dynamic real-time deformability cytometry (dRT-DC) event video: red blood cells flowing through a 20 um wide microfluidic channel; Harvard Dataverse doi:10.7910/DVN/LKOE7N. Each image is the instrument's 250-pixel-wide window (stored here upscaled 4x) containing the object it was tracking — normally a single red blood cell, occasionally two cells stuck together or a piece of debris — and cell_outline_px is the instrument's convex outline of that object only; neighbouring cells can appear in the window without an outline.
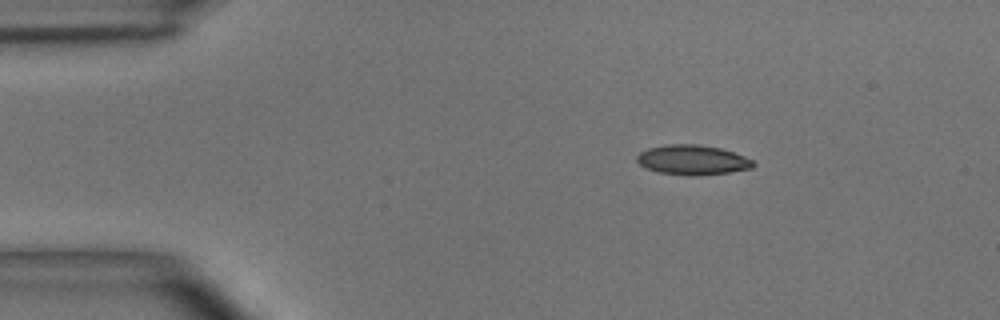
{"species": "common noctule bat (a hibernating species)", "species_latin": "Nyctalus noctula", "temperature_condition": "room temperature", "stored_images_in_passage": 43, "camera_frame_rate_fps": 3000, "um_per_image_px": 0.085, "animal": {"sex": "male", "body_mass_g": 15.6}, "frame": {"image": 1, "passage_image": 1, "time_ms": 0.0, "image_size_px": [1000, 320], "cell_outline_px": [[756, 164], [752, 168], [728, 172], [696, 176], [688, 176], [660, 172], [648, 168], [640, 164], [636, 160], [636, 156], [640, 152], [648, 148], [668, 144], [696, 144], [720, 148], [744, 156], [752, 160]], "centroid_in_image_um": [58.86, 13.59], "position_along_channel_um": 26.1, "area_um2": 20.06}}
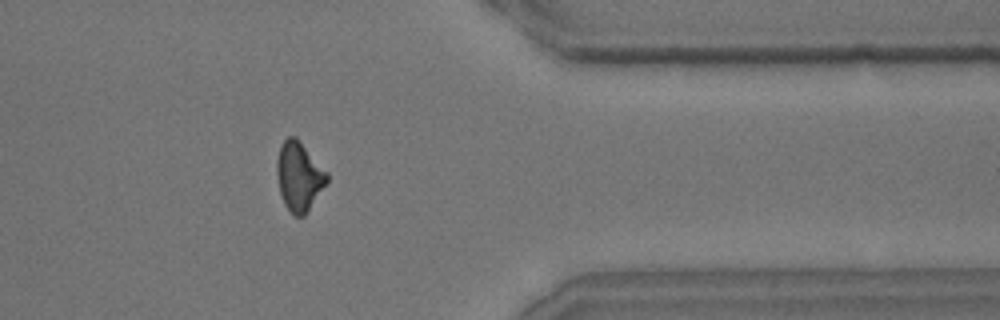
{"frame": {"image": 2, "passage_image": 34, "time_ms": 11.0, "image_size_px": [1000, 320], "cell_outline_px": [[328, 180], [304, 216], [296, 216], [284, 204], [280, 192], [276, 172], [276, 160], [280, 144], [288, 136], [296, 136], [328, 172]], "centroid_in_image_um": [25.4, 14.94], "position_along_channel_um": 386.0, "area_um2": 20.06}}
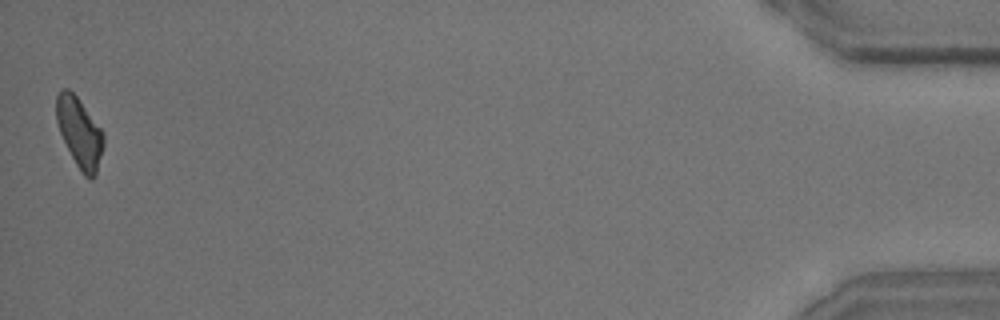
{"frame": {"image": 3, "passage_image": 43, "time_ms": 14.0, "image_size_px": [1000, 320], "cell_outline_px": [[104, 144], [96, 176], [92, 180], [88, 180], [84, 176], [76, 164], [60, 132], [56, 120], [56, 96], [64, 88], [68, 88], [76, 96], [100, 128], [104, 136]], "centroid_in_image_um": [6.77, 11.31], "position_along_channel_um": 428.4, "area_um2": 18.9}, "authors_computed_cell_mechanics": {"area_um2": 19.9988, "velocity_mm_per_s": 3.9426, "shape_relaxation_time_tau1_ms": null, "shape_relaxation_time_tau2_ms": 3.125, "deformation_change_tau1": null, "deformation_change_tau2": 0.1157}}